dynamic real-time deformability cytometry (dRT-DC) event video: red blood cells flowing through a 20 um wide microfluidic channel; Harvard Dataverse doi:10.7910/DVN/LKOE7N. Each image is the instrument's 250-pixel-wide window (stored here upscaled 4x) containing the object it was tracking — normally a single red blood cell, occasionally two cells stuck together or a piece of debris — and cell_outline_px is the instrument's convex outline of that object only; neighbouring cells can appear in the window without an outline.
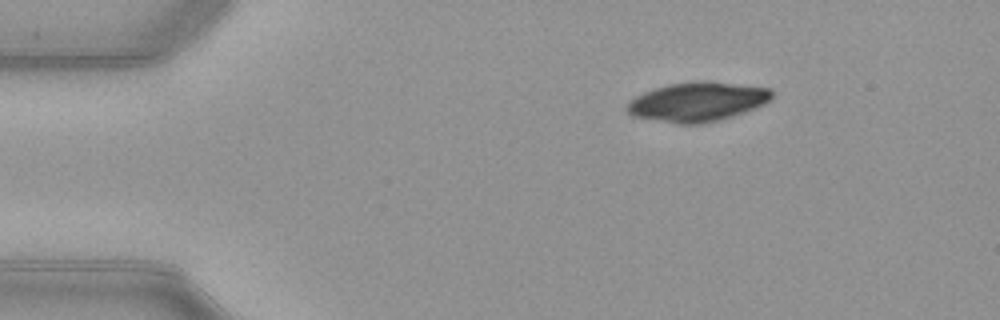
{"species": "common noctule bat (a hibernating species)", "species_latin": "Nyctalus noctula", "temperature_condition": "warm", "stored_images_in_passage": 50, "camera_frame_rate_fps": 3000, "um_per_image_px": 0.085, "animal": {"sex": "female", "body_mass_g": 21.9}, "frame": {"image": 1, "passage_image": 8, "time_ms": 2.333, "image_size_px": [1000, 320], "cell_outline_px": [[772, 96], [764, 104], [756, 108], [732, 116], [704, 124], [676, 124], [632, 116], [624, 108], [628, 100], [644, 92], [668, 84], [692, 80], [704, 80], [768, 88], [772, 92]], "centroid_in_image_um": [59.22, 8.65], "position_along_channel_um": 25.8, "area_um2": 33.35}}
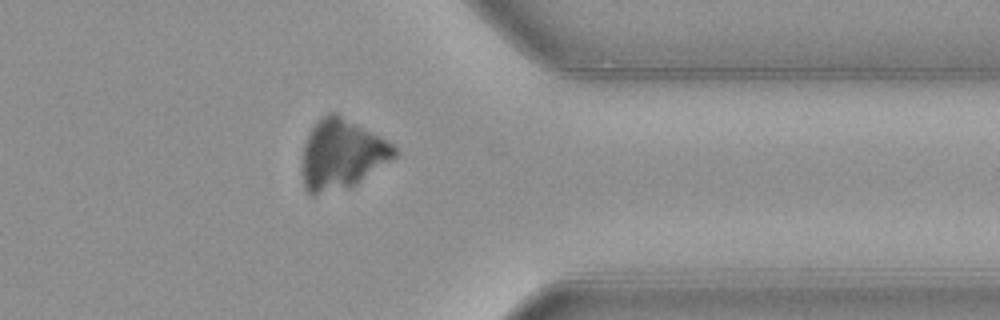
{"frame": {"image": 2, "passage_image": 41, "time_ms": 13.333, "image_size_px": [1000, 320], "cell_outline_px": [[400, 152], [392, 160], [352, 188], [312, 196], [304, 188], [300, 168], [300, 164], [304, 144], [316, 120], [328, 112], [336, 112], [380, 136], [392, 144]], "centroid_in_image_um": [29.03, 13.16], "position_along_channel_um": 382.4, "area_um2": 38.49}}